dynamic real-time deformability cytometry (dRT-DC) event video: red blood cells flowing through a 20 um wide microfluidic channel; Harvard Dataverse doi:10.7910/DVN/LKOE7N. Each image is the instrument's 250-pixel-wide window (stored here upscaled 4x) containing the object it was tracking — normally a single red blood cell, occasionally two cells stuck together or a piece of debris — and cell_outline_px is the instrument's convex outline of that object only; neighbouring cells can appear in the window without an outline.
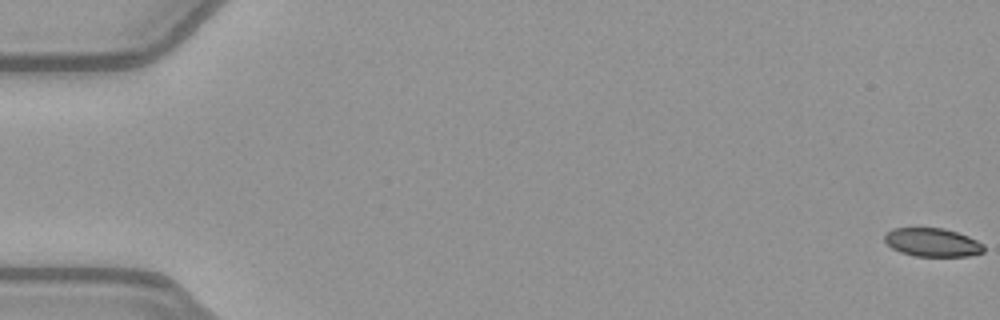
{"species": "common noctule bat (a hibernating species)", "species_latin": "Nyctalus noctula", "temperature_condition": "warm", "stored_images_in_passage": 53, "camera_frame_rate_fps": 3000, "um_per_image_px": 0.085, "animal": {"sex": "female", "body_mass_g": 21.9}, "frame": {"image": 1, "passage_image": 1, "time_ms": 0.0, "image_size_px": [1000, 320], "cell_outline_px": [[984, 252], [968, 256], [916, 256], [900, 252], [892, 248], [884, 240], [884, 236], [892, 228], [944, 228], [968, 236], [984, 244]], "centroid_in_image_um": [79.26, 20.6], "position_along_channel_um": 5.7, "area_um2": 16.42}}
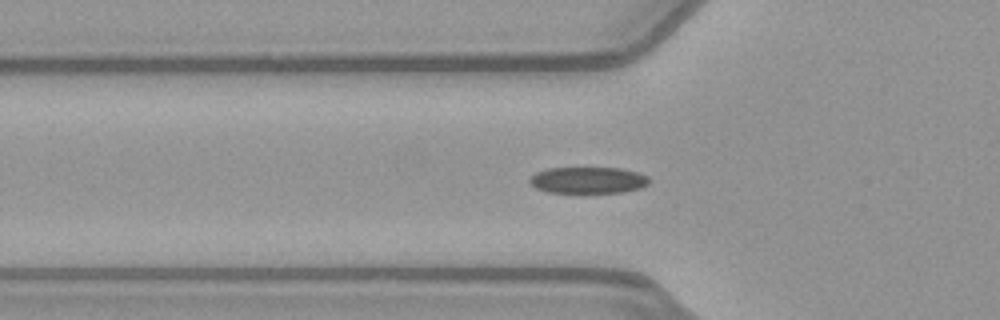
{"frame": {"image": 2, "passage_image": 19, "time_ms": 6.0, "image_size_px": [1000, 320], "cell_outline_px": [[648, 184], [640, 188], [620, 192], [548, 192], [536, 188], [528, 180], [536, 172], [548, 168], [620, 168], [636, 172], [648, 176]], "centroid_in_image_um": [49.97, 15.3], "position_along_channel_um": 75.8, "area_um2": 18.15}}
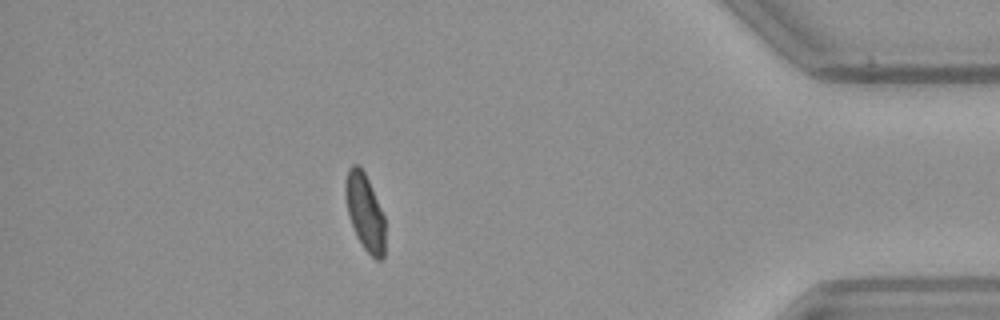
{"frame": {"image": 3, "passage_image": 47, "time_ms": 15.333, "image_size_px": [1000, 320], "cell_outline_px": [[384, 256], [380, 260], [376, 260], [364, 248], [356, 236], [348, 212], [344, 196], [344, 184], [348, 168], [352, 164], [360, 164], [368, 180], [384, 216]], "centroid_in_image_um": [30.99, 17.99], "position_along_channel_um": 404.2, "area_um2": 17.63}, "authors_computed_cell_mechanics": {"area_um2": 18.496, "velocity_mm_per_s": 3.9913, "shape_relaxation_time_tau1_ms": 5.4887, "shape_relaxation_time_tau2_ms": 1.4859, "deformation_change_tau1": 0.1664, "deformation_change_tau2": 0.0709}}